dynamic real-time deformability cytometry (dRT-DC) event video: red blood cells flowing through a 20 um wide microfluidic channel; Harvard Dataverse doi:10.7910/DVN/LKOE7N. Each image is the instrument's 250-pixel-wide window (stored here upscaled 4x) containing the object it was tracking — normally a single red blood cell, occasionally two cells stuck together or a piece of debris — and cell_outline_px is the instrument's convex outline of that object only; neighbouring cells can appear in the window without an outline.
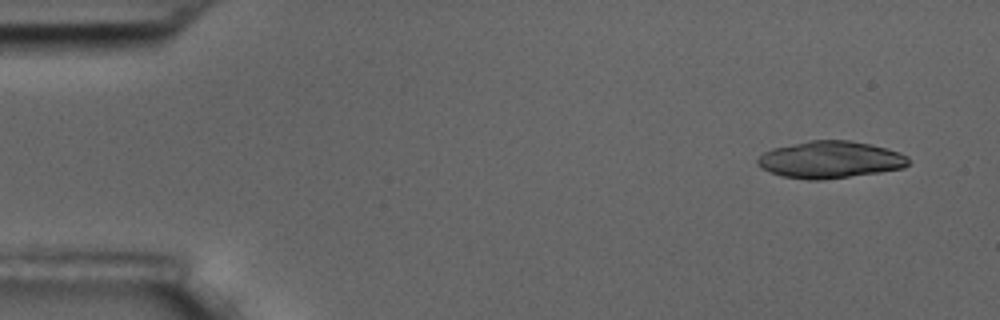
{"species": "common noctule bat (a hibernating species)", "species_latin": "Nyctalus noctula", "temperature_condition": "room temperature", "stored_images_in_passage": 5, "camera_frame_rate_fps": 3000, "um_per_image_px": 0.085, "animal": {"sex": "male", "body_mass_g": 17.5, "forearm_length_mm": 52.3}, "frame": {"image": 1, "passage_image": 1, "time_ms": 0.0, "image_size_px": [1000, 320], "cell_outline_px": [[908, 164], [904, 168], [880, 172], [820, 180], [808, 180], [784, 176], [760, 168], [756, 164], [756, 160], [764, 152], [772, 148], [808, 140], [848, 140], [872, 144], [900, 152], [908, 156]], "centroid_in_image_um": [70.56, 13.56], "position_along_channel_um": 14.4, "area_um2": 32.6}}